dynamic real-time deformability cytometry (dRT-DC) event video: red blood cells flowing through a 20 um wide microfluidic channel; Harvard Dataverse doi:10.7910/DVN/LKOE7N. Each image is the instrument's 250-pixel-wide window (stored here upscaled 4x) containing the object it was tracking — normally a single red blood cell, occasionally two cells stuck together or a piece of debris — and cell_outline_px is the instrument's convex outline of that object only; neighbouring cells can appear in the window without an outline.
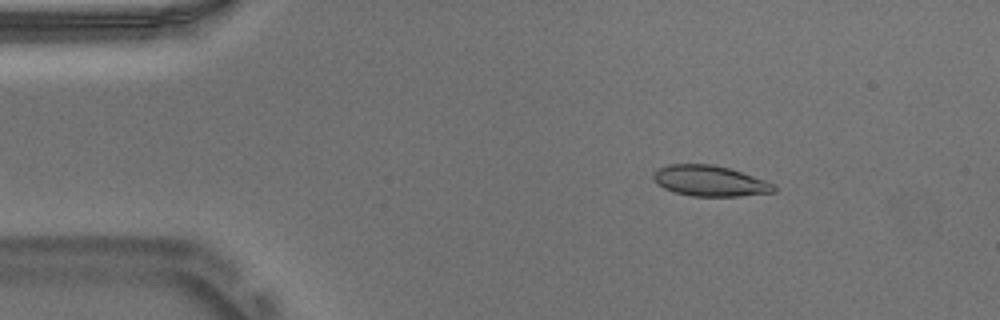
{"species": "Egyptian fruit bat (a non-hibernating species)", "species_latin": "Rousettus aegyptiacus", "temperature_condition": "warm", "stored_images_in_passage": 50, "camera_frame_rate_fps": 3000, "um_per_image_px": 0.085, "animal": {"sex": "male"}, "frame": {"image": 1, "passage_image": 4, "time_ms": 1.0, "image_size_px": [1000, 320], "cell_outline_px": [[776, 192], [740, 196], [692, 196], [672, 192], [656, 184], [652, 176], [656, 168], [668, 164], [712, 164], [728, 168], [776, 184]], "centroid_in_image_um": [60.3, 15.38], "position_along_channel_um": 24.7, "area_um2": 21.68}}
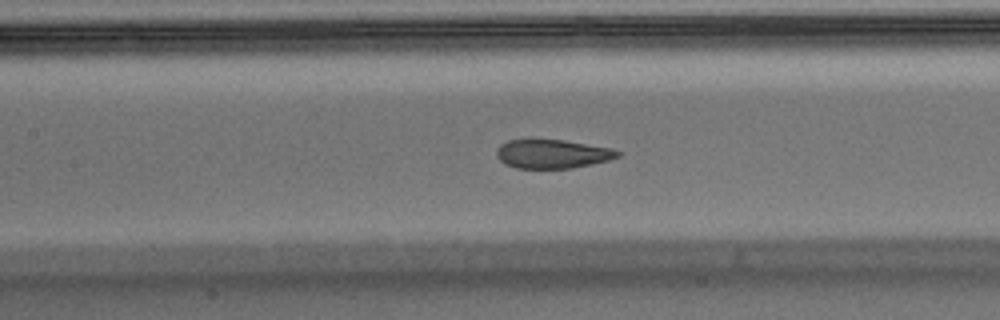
{"frame": {"image": 2, "passage_image": 20, "time_ms": 6.333, "image_size_px": [1000, 320], "cell_outline_px": [[620, 156], [608, 160], [592, 164], [572, 168], [516, 168], [504, 164], [496, 156], [496, 148], [500, 144], [508, 140], [528, 136], [532, 136], [564, 140], [612, 148], [620, 152]], "centroid_in_image_um": [46.86, 13.03], "position_along_channel_um": 160.5, "area_um2": 21.21}}
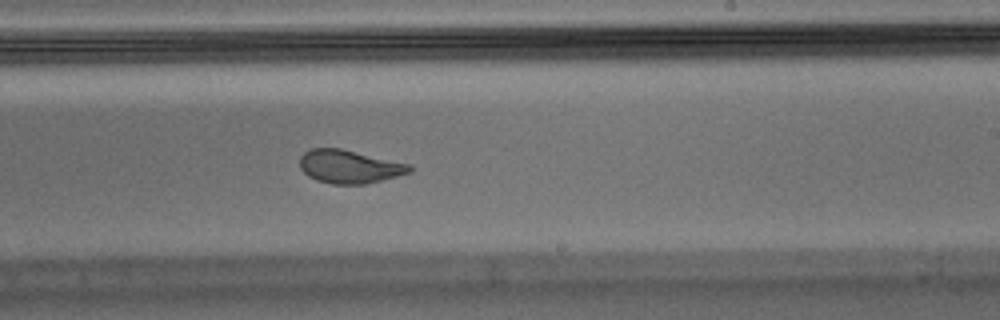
{"frame": {"image": 3, "passage_image": 28, "time_ms": 9.0, "image_size_px": [1000, 320], "cell_outline_px": [[412, 172], [364, 184], [332, 184], [316, 180], [308, 176], [300, 168], [300, 156], [304, 152], [312, 148], [340, 148], [412, 164]], "centroid_in_image_um": [29.7, 14.15], "position_along_channel_um": 259.3, "area_um2": 21.33}, "authors_computed_cell_mechanics": {"area_um2": 21.6461, "velocity_mm_per_s": 3.7163, "shape_relaxation_time_tau1_ms": 5.2062, "shape_relaxation_time_tau2_ms": 0.8973, "deformation_change_tau1": 0.1761, "deformation_change_tau2": 0.0638}}